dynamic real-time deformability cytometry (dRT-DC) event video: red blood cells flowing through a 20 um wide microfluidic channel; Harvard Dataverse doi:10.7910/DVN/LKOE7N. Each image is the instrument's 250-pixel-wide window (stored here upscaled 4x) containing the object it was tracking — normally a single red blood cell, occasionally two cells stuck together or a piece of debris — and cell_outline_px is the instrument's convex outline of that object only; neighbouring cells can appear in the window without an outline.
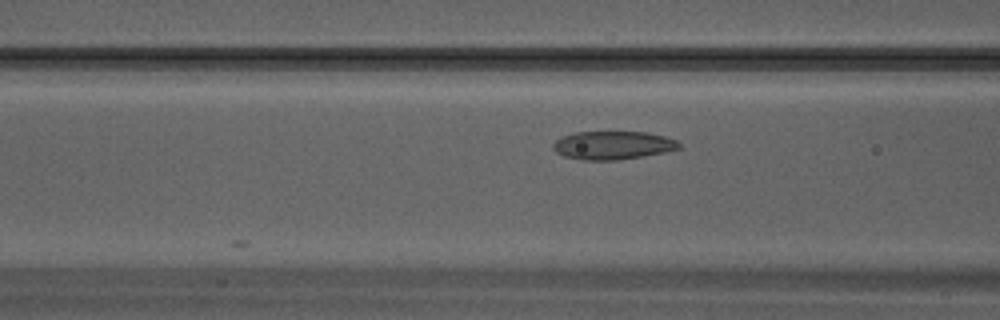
{"species": "Egyptian fruit bat (a non-hibernating species)", "species_latin": "Rousettus aegyptiacus", "temperature_condition": "warm", "stored_images_in_passage": 12, "camera_frame_rate_fps": 3000, "um_per_image_px": 0.085, "animal": {"sex": "male"}, "frame": {"image": 1, "passage_image": 12, "time_ms": 3.667, "image_size_px": [1000, 320], "cell_outline_px": [[680, 148], [664, 152], [616, 160], [580, 160], [564, 156], [556, 152], [552, 148], [552, 144], [560, 136], [576, 132], [648, 132], [664, 136], [676, 140], [680, 144]], "centroid_in_image_um": [52.04, 12.34], "position_along_channel_um": 114.6, "area_um2": 20.75}}